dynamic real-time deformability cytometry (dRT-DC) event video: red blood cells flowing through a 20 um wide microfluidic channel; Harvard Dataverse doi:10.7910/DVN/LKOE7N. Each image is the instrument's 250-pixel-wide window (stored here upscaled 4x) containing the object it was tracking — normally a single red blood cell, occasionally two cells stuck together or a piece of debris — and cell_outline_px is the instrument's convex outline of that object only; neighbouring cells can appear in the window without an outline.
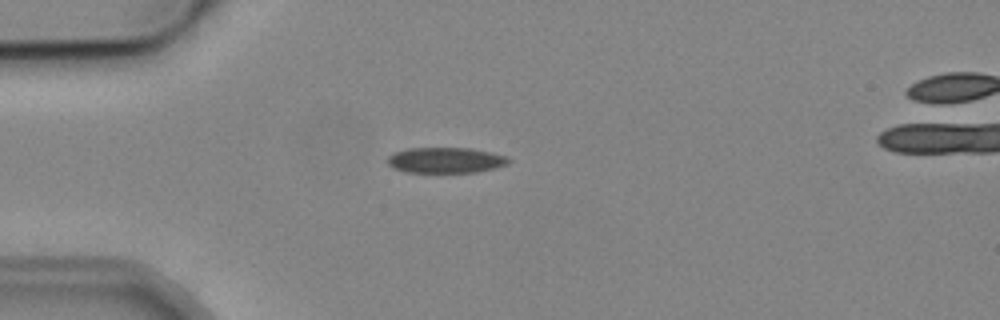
{"species": "common noctule bat (a hibernating species)", "species_latin": "Nyctalus noctula", "temperature_condition": "cold", "stored_images_in_passage": 3, "camera_frame_rate_fps": 3000, "um_per_image_px": 0.085, "animal": {"sex": "male", "body_mass_g": 19.2, "forearm_length_mm": 51.8}, "frame": {"image": 1, "passage_image": 2, "time_ms": 1.0, "image_size_px": [1000, 320], "cell_outline_px": [[512, 160], [508, 164], [496, 168], [476, 172], [408, 172], [392, 168], [388, 164], [388, 156], [392, 152], [408, 148], [468, 148], [488, 152], [504, 156]], "centroid_in_image_um": [37.84, 13.62], "position_along_channel_um": 47.2, "area_um2": 18.03}}